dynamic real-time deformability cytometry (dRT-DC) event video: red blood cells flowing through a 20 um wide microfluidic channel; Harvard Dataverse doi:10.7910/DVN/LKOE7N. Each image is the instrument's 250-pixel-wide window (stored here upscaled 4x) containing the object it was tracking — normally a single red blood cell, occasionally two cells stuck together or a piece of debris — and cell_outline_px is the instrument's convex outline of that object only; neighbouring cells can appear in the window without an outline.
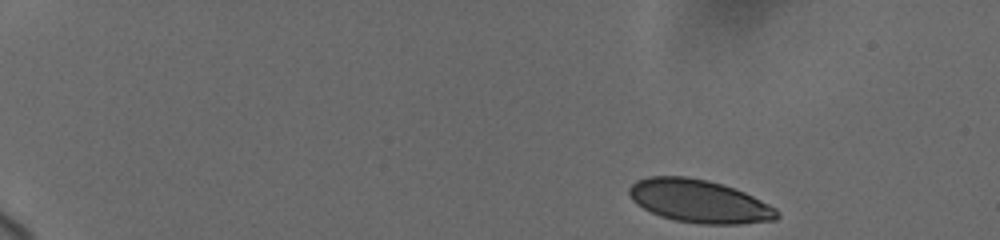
{"species": "human", "species_latin": "Homo sapiens", "temperature_condition": "cold", "stored_images_in_passage": 18, "camera_frame_rate_fps": 3000, "um_per_image_px": 0.085, "donor": {"sex": "female"}, "frame": {"image": 1, "passage_image": 1, "time_ms": 0.0, "image_size_px": [1000, 240], "cell_outline_px": [[780, 216], [776, 220], [740, 224], [700, 224], [676, 220], [660, 216], [636, 204], [628, 196], [628, 188], [636, 180], [648, 176], [684, 176], [708, 180], [744, 192], [776, 208], [780, 212]], "centroid_in_image_um": [59.42, 17.1], "position_along_channel_um": 25.6, "area_um2": 37.05}}
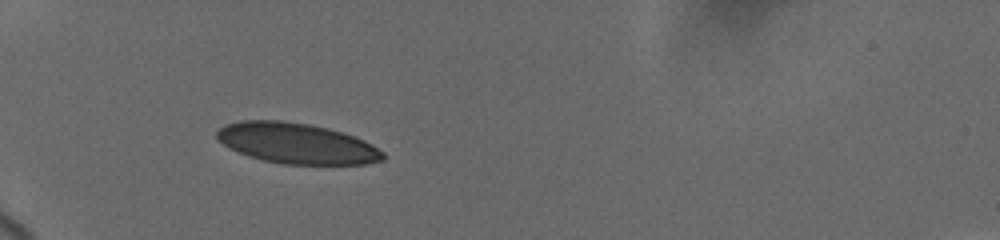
{"frame": {"image": 2, "passage_image": 11, "time_ms": 4.0, "image_size_px": [1000, 240], "cell_outline_px": [[384, 160], [368, 164], [284, 164], [264, 160], [248, 156], [236, 152], [228, 148], [216, 136], [216, 132], [224, 124], [240, 120], [280, 120], [308, 124], [328, 128], [364, 140], [372, 144], [384, 152]], "centroid_in_image_um": [25.2, 12.18], "position_along_channel_um": 59.8, "area_um2": 39.3}}
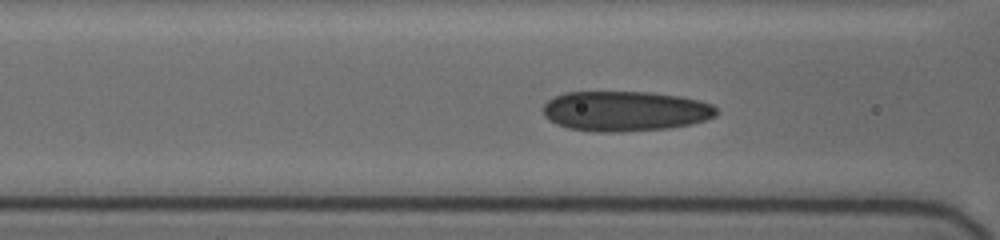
{"frame": {"image": 3, "passage_image": 16, "time_ms": 6.0, "image_size_px": [1000, 240], "cell_outline_px": [[720, 112], [716, 116], [704, 120], [688, 124], [668, 128], [624, 132], [596, 132], [568, 128], [556, 124], [548, 120], [544, 116], [544, 104], [548, 100], [564, 92], [652, 92], [680, 96], [712, 104]], "centroid_in_image_um": [53.13, 9.45], "position_along_channel_um": 113.5, "area_um2": 40.63}}